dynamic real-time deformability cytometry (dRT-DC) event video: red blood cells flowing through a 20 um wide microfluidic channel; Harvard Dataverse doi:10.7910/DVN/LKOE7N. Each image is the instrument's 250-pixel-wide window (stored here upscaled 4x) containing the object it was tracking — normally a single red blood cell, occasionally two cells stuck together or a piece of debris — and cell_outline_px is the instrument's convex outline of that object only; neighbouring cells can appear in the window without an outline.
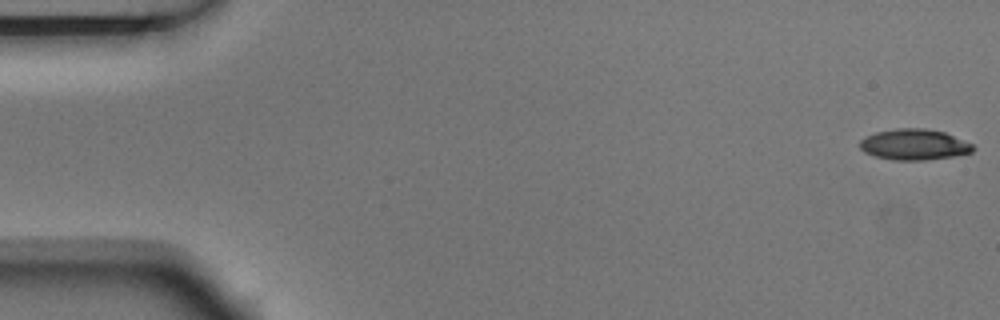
{"species": "Egyptian fruit bat (a non-hibernating species)", "species_latin": "Rousettus aegyptiacus", "temperature_condition": "room temperature", "stored_images_in_passage": 5, "camera_frame_rate_fps": 3000, "um_per_image_px": 0.085, "animal": {"sex": "male"}, "frame": {"image": 1, "passage_image": 1, "time_ms": 0.0, "image_size_px": [1000, 320], "cell_outline_px": [[976, 148], [972, 152], [952, 156], [928, 160], [892, 160], [876, 156], [864, 152], [860, 148], [860, 140], [864, 136], [876, 132], [896, 128], [924, 128], [944, 132], [972, 144]], "centroid_in_image_um": [77.68, 12.28], "position_along_channel_um": 7.3, "area_um2": 20.35}}
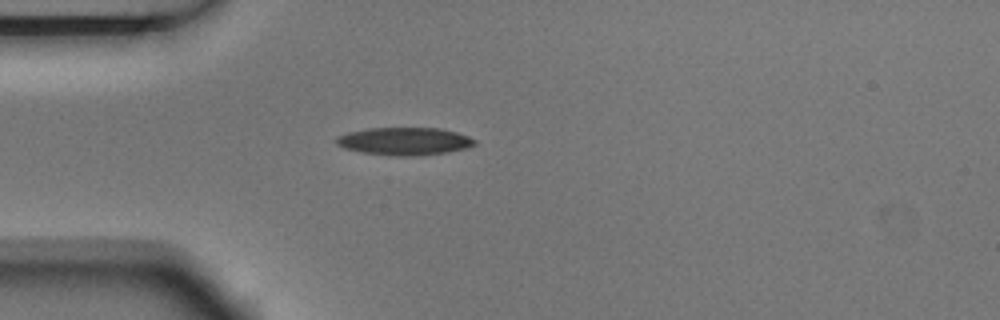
{"frame": {"image": 2, "passage_image": 5, "time_ms": 1.333, "image_size_px": [1000, 320], "cell_outline_px": [[476, 144], [468, 148], [448, 152], [408, 156], [396, 156], [364, 152], [344, 148], [336, 144], [336, 136], [348, 132], [368, 128], [440, 128], [456, 132], [468, 136], [476, 140]], "centroid_in_image_um": [34.39, 12.0], "position_along_channel_um": 50.6, "area_um2": 22.25}}